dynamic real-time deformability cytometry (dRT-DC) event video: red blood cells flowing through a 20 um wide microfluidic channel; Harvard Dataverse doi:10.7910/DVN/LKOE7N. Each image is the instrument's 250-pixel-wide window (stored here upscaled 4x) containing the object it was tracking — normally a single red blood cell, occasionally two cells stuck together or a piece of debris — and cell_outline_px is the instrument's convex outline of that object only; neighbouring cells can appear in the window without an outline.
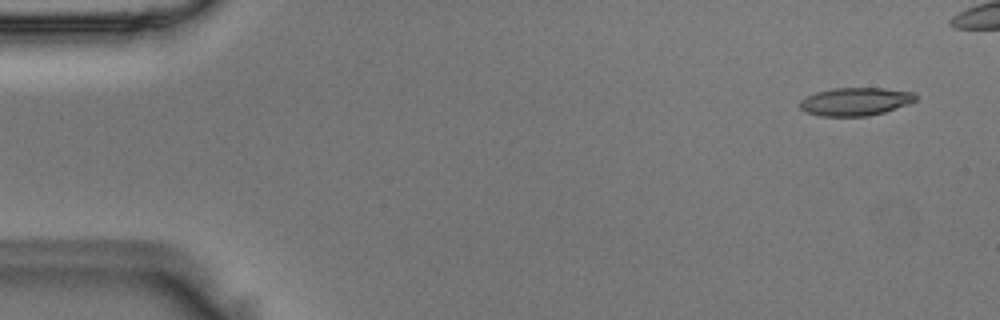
{"species": "Egyptian fruit bat (a non-hibernating species)", "species_latin": "Rousettus aegyptiacus", "temperature_condition": "room temperature", "stored_images_in_passage": 12, "camera_frame_rate_fps": 3000, "um_per_image_px": 0.085, "animal": {"sex": "male"}, "frame": {"image": 1, "passage_image": 3, "time_ms": 0.667, "image_size_px": [1000, 320], "cell_outline_px": [[916, 100], [908, 104], [884, 112], [868, 116], [820, 116], [808, 112], [800, 108], [800, 100], [816, 92], [832, 88], [884, 88], [912, 92], [916, 96]], "centroid_in_image_um": [72.71, 8.63], "position_along_channel_um": 12.3, "area_um2": 18.79}}